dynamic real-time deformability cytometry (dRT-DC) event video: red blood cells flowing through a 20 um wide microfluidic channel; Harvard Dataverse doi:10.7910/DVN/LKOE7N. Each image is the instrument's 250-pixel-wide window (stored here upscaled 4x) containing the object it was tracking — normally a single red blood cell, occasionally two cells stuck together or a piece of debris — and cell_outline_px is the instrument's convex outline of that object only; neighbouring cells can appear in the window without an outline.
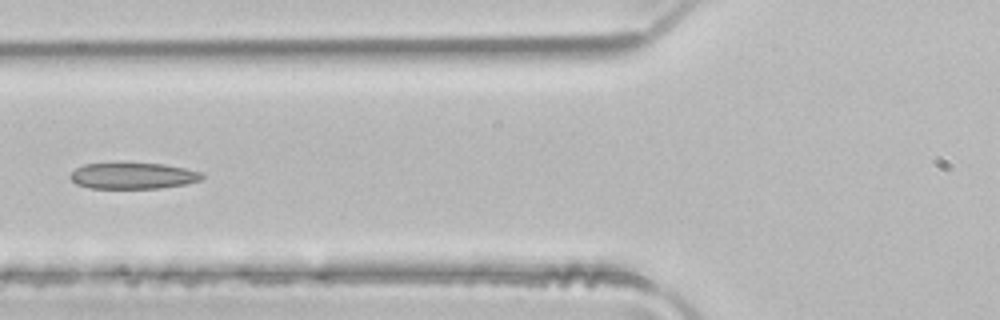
{"species": "common noctule bat (a hibernating species)", "species_latin": "Nyctalus noctula", "temperature_condition": "room temperature", "stored_images_in_passage": 5, "camera_frame_rate_fps": 3000, "um_per_image_px": 0.085, "animal": {"sex": "male", "body_mass_g": 21.5, "forearm_length_mm": 52.0}, "frame": {"image": 1, "passage_image": 4, "time_ms": 1.0, "image_size_px": [1000, 320], "cell_outline_px": [[204, 180], [184, 184], [160, 188], [88, 188], [76, 184], [68, 176], [76, 168], [84, 164], [164, 164], [204, 172]], "centroid_in_image_um": [11.34, 14.95], "position_along_channel_um": 114.5, "area_um2": 20.0}}
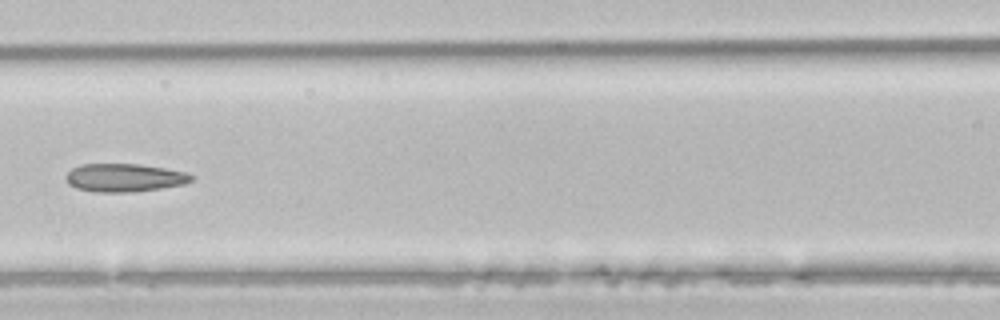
{"frame": {"image": 2, "passage_image": 5, "time_ms": 1.333, "image_size_px": [1000, 320], "cell_outline_px": [[196, 176], [192, 180], [184, 184], [160, 188], [132, 192], [92, 192], [76, 188], [68, 184], [64, 176], [72, 168], [80, 164], [140, 164], [164, 168], [184, 172]], "centroid_in_image_um": [10.54, 15.1], "position_along_channel_um": 156.1, "area_um2": 20.69}}